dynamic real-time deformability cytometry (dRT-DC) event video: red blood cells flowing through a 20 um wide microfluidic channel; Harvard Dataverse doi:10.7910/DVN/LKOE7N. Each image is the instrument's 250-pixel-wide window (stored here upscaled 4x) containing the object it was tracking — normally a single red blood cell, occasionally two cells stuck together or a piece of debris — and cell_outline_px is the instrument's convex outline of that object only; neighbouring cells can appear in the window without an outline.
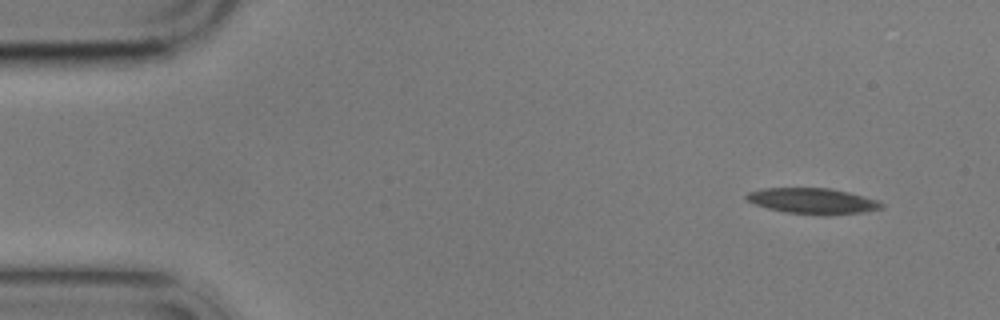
{"species": "common noctule bat (a hibernating species)", "species_latin": "Nyctalus noctula", "temperature_condition": "cold", "stored_images_in_passage": 5, "segment_of_instrument_passage": [1, 2], "camera_frame_rate_fps": 3000, "um_per_image_px": 0.085, "animal": {"sex": "male", "body_mass_g": 17.9}, "frame": {"image": 1, "passage_image": 1, "time_ms": 0.0, "image_size_px": [1000, 320], "cell_outline_px": [[884, 208], [860, 212], [824, 216], [784, 212], [768, 208], [756, 204], [748, 200], [744, 196], [748, 192], [764, 188], [832, 188], [880, 200], [884, 204]], "centroid_in_image_um": [69.12, 17.09], "position_along_channel_um": 15.9, "area_um2": 20.4}}
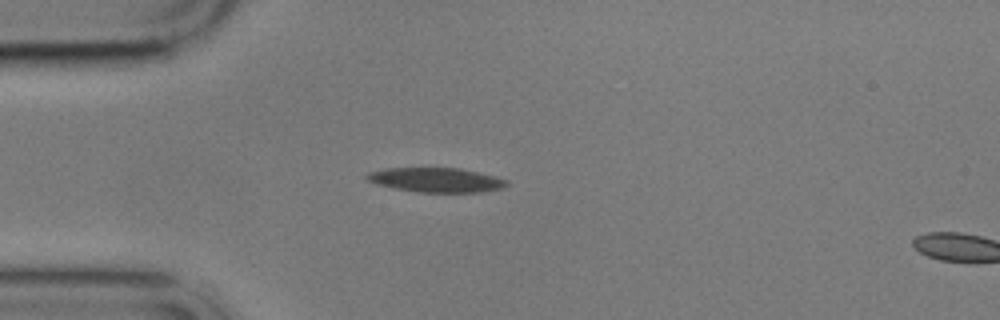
{"frame": {"image": 2, "passage_image": 4, "time_ms": 3.333, "image_size_px": [1000, 320], "cell_outline_px": [[508, 184], [504, 188], [480, 192], [420, 192], [392, 188], [376, 184], [368, 180], [364, 176], [368, 172], [384, 168], [460, 168], [496, 176], [508, 180]], "centroid_in_image_um": [37.07, 15.29], "position_along_channel_um": 47.9, "area_um2": 20.06}}